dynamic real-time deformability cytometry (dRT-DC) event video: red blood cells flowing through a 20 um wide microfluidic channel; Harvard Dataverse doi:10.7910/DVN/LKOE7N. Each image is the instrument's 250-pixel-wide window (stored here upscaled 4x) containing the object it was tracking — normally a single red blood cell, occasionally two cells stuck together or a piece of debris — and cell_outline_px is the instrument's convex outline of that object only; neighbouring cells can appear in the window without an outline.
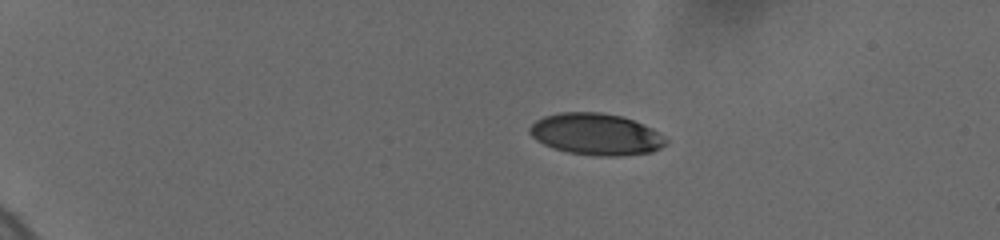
{"species": "human", "species_latin": "Homo sapiens", "temperature_condition": "cold", "stored_images_in_passage": 9, "camera_frame_rate_fps": 3000, "um_per_image_px": 0.085, "donor": {"sex": "female"}, "frame": {"image": 1, "passage_image": 1, "time_ms": 0.0, "image_size_px": [1000, 240], "cell_outline_px": [[668, 140], [660, 148], [652, 152], [620, 156], [596, 156], [568, 152], [552, 148], [536, 140], [528, 132], [528, 128], [536, 120], [544, 116], [560, 112], [600, 112], [620, 116], [632, 120], [652, 128], [664, 136]], "centroid_in_image_um": [50.64, 11.41], "position_along_channel_um": 34.4, "area_um2": 33.06}}